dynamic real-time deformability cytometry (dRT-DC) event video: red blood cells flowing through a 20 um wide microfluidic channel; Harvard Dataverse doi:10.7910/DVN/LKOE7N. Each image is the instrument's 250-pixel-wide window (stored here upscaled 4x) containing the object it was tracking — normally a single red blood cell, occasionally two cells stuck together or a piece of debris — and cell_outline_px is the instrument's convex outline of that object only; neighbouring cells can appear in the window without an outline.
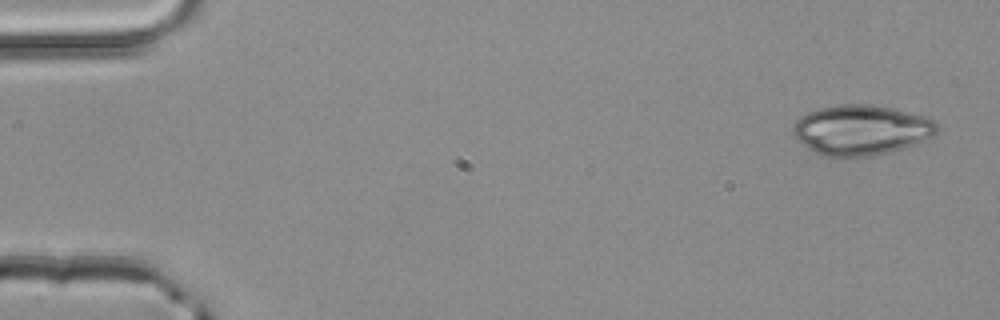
{"species": "common noctule bat (a hibernating species)", "species_latin": "Nyctalus noctula", "temperature_condition": "room temperature", "stored_images_in_passage": 4, "camera_frame_rate_fps": 3000, "um_per_image_px": 0.085, "animal": {"sex": "male", "body_mass_g": 20.4}, "frame": {"image": 1, "passage_image": 1, "time_ms": 0.0, "image_size_px": [1000, 320], "cell_outline_px": [[940, 128], [936, 136], [916, 144], [888, 152], [872, 156], [824, 156], [808, 148], [796, 140], [792, 132], [792, 124], [800, 116], [808, 112], [820, 108], [844, 104], [872, 104], [892, 108], [924, 116], [936, 120]], "centroid_in_image_um": [73.23, 11.04], "position_along_channel_um": 11.8, "area_um2": 42.37}}